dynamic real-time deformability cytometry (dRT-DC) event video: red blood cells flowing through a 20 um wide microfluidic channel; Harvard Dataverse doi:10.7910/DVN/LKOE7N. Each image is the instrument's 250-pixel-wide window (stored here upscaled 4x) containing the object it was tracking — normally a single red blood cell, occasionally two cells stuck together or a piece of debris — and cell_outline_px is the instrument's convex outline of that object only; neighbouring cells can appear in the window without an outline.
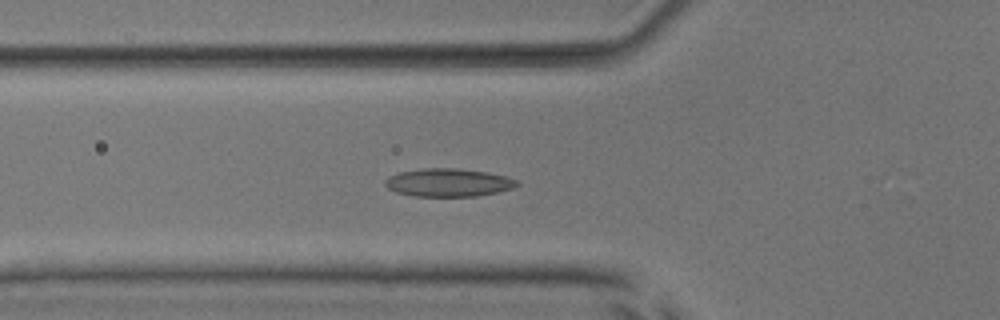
{"species": "common noctule bat (a hibernating species)", "species_latin": "Nyctalus noctula", "temperature_condition": "room temperature", "stored_images_in_passage": 25, "camera_frame_rate_fps": 3000, "um_per_image_px": 0.085, "animal": {"sex": "male", "body_mass_g": 17.9, "forearm_length_mm": 54.2}, "frame": {"image": 1, "passage_image": 18, "time_ms": 5.667, "image_size_px": [1000, 320], "cell_outline_px": [[520, 184], [512, 188], [496, 192], [476, 196], [412, 196], [396, 192], [388, 188], [384, 184], [384, 180], [388, 176], [400, 172], [424, 168], [456, 168], [488, 172], [504, 176], [516, 180]], "centroid_in_image_um": [38.07, 15.51], "position_along_channel_um": 87.7, "area_um2": 21.5}}
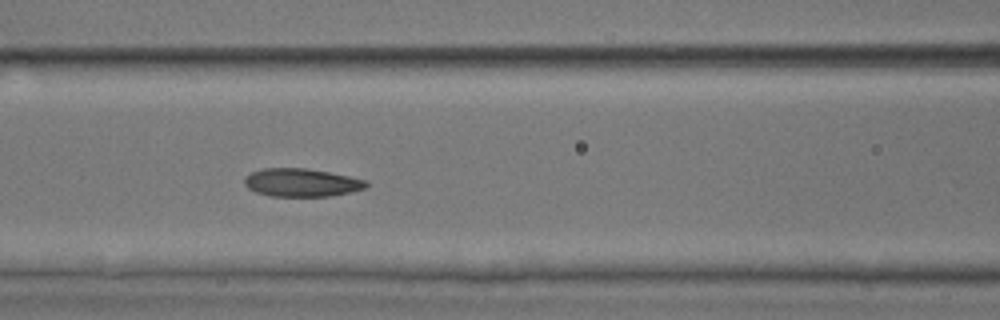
{"frame": {"image": 2, "passage_image": 22, "time_ms": 7.0, "image_size_px": [1000, 320], "cell_outline_px": [[368, 184], [364, 188], [352, 192], [332, 196], [268, 196], [256, 192], [248, 188], [244, 184], [244, 176], [252, 172], [264, 168], [304, 168], [328, 172], [368, 180]], "centroid_in_image_um": [25.62, 15.52], "position_along_channel_um": 141.0, "area_um2": 20.0}}